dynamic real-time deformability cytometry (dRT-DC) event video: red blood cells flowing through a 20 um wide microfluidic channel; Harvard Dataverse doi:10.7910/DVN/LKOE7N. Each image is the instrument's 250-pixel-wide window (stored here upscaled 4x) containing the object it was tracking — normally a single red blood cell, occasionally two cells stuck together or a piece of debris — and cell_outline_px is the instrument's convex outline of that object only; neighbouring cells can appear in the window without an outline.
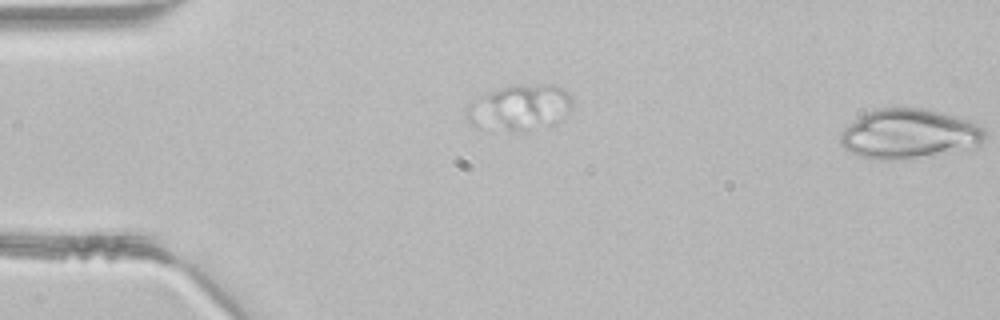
{"species": "common noctule bat (a hibernating species)", "species_latin": "Nyctalus noctula", "temperature_condition": "room temperature", "stored_images_in_passage": 4, "segment_of_instrument_passage": [1, 2], "camera_frame_rate_fps": 3000, "um_per_image_px": 0.085, "animal": {"sex": "male", "body_mass_g": 21.5, "forearm_length_mm": 52.0}, "frame": {"image": 1, "passage_image": 1, "time_ms": 0.0, "image_size_px": [1000, 320], "cell_outline_px": [[572, 108], [568, 112], [552, 124], [528, 128], [480, 128], [472, 124], [468, 120], [464, 108], [472, 100], [488, 92], [512, 84], [556, 84], [564, 88], [568, 92], [572, 100]], "centroid_in_image_um": [44.16, 9.06], "position_along_channel_um": 40.8, "area_um2": 27.74}}